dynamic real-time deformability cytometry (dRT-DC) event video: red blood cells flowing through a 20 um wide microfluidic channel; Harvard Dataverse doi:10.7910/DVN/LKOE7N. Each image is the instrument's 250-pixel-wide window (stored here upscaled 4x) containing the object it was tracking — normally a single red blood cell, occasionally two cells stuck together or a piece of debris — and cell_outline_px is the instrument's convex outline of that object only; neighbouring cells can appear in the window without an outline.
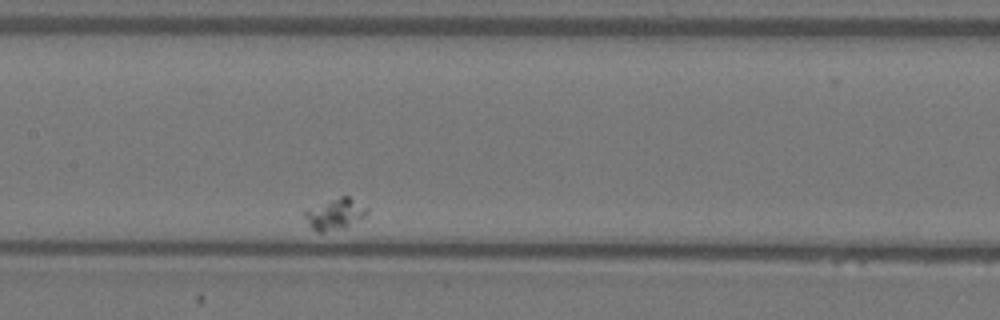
{"species": "Egyptian fruit bat (a non-hibernating species)", "species_latin": "Rousettus aegyptiacus", "temperature_condition": "warm", "stored_images_in_passage": 5, "camera_frame_rate_fps": 3000, "um_per_image_px": 0.085, "animal": {"sex": "female"}, "frame": {"image": 1, "passage_image": 5, "time_ms": 1.333, "image_size_px": [1000, 320], "cell_outline_px": [[368, 212], [360, 220], [344, 228], [324, 232], [316, 232], [308, 224], [304, 216], [304, 212], [340, 196], [348, 196], [368, 208]], "centroid_in_image_um": [28.51, 18.22], "position_along_channel_um": 178.9, "area_um2": 10.98}}